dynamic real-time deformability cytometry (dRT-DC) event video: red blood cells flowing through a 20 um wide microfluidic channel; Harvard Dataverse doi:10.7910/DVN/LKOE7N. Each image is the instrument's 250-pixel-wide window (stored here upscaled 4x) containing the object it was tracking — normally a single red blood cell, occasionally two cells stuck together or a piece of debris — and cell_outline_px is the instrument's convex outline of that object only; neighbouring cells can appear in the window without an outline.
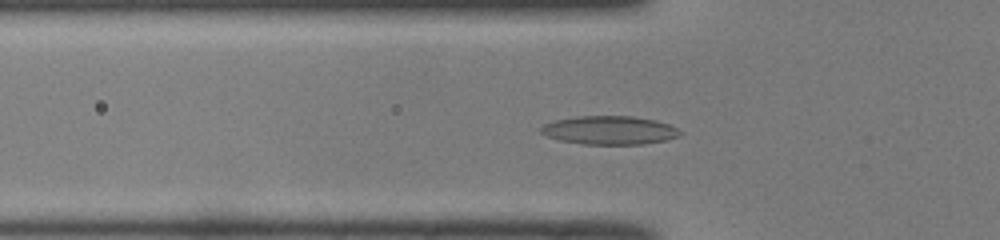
{"species": "common noctule bat (a hibernating species)", "species_latin": "Nyctalus noctula", "temperature_condition": "room temperature", "stored_images_in_passage": 49, "camera_frame_rate_fps": 3000, "um_per_image_px": 0.085, "animal": {"sex": "male", "body_mass_g": 19.0, "forearm_length_mm": 50.8}, "frame": {"image": 1, "passage_image": 15, "time_ms": 4.667, "image_size_px": [1000, 240], "cell_outline_px": [[684, 132], [680, 136], [664, 140], [644, 144], [584, 144], [560, 140], [548, 136], [540, 132], [540, 128], [544, 124], [556, 120], [576, 116], [632, 116], [656, 120], [668, 124]], "centroid_in_image_um": [51.83, 11.06], "position_along_channel_um": 74.0, "area_um2": 23.06}}
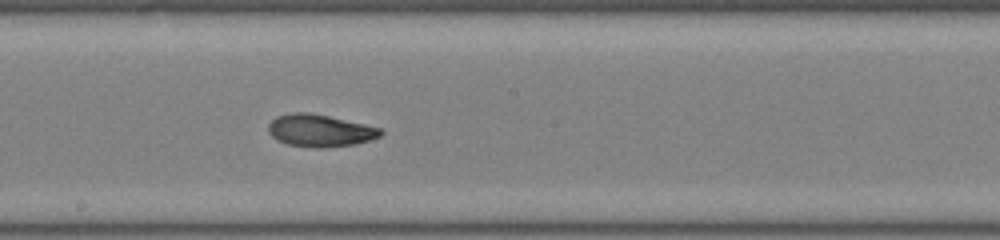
{"frame": {"image": 2, "passage_image": 26, "time_ms": 8.333, "image_size_px": [1000, 240], "cell_outline_px": [[384, 132], [380, 136], [356, 144], [324, 148], [312, 148], [288, 144], [276, 140], [268, 132], [268, 124], [276, 116], [292, 112], [308, 112], [328, 116], [364, 124], [380, 128]], "centroid_in_image_um": [27.16, 11.1], "position_along_channel_um": 221.0, "area_um2": 21.15}}
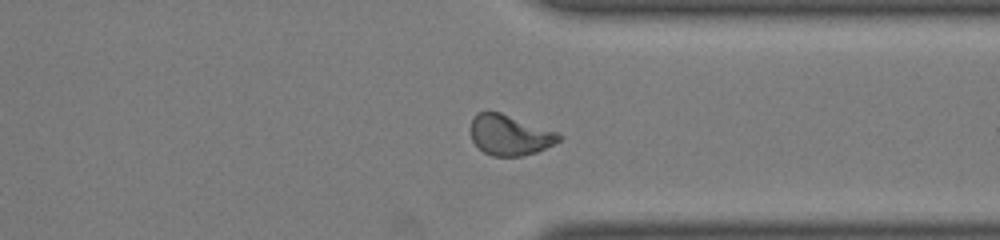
{"frame": {"image": 3, "passage_image": 37, "time_ms": 12.0, "image_size_px": [1000, 240], "cell_outline_px": [[564, 136], [560, 140], [536, 152], [520, 156], [492, 156], [484, 152], [472, 140], [472, 116], [476, 112], [500, 112], [560, 132]], "centroid_in_image_um": [43.36, 11.46], "position_along_channel_um": 368.0, "area_um2": 20.75}, "authors_computed_cell_mechanics": {"area_um2": 20.6924, "velocity_mm_per_s": 4.0084, "shape_relaxation_time_tau1_ms": null, "shape_relaxation_time_tau2_ms": 2.8329, "deformation_change_tau1": null, "deformation_change_tau2": 0.0856}}